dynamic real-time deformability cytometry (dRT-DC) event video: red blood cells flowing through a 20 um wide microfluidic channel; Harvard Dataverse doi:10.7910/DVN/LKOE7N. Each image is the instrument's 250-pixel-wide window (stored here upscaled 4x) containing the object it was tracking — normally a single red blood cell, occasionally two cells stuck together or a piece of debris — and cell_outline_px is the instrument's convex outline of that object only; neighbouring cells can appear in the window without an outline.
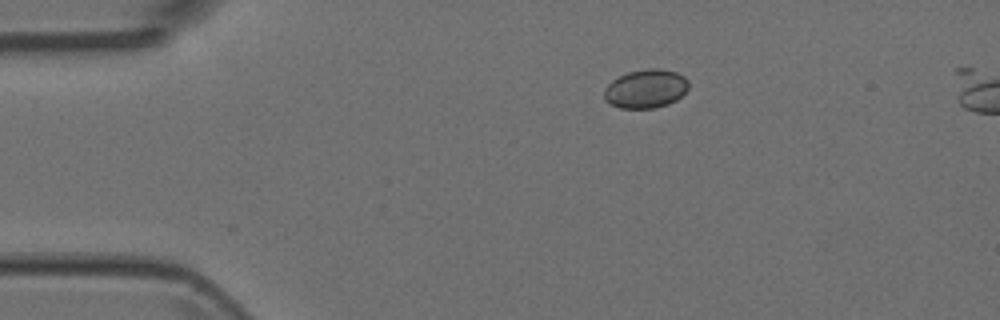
{"species": "Egyptian fruit bat (a non-hibernating species)", "species_latin": "Rousettus aegyptiacus", "temperature_condition": "room temperature", "stored_images_in_passage": 3, "camera_frame_rate_fps": 3000, "um_per_image_px": 0.085, "animal": {"sex": "female"}, "frame": {"image": 1, "passage_image": 1, "time_ms": 0.0, "image_size_px": [1000, 320], "cell_outline_px": [[688, 88], [676, 100], [668, 104], [652, 108], [620, 108], [608, 104], [604, 100], [604, 88], [612, 80], [628, 72], [648, 68], [656, 68], [676, 72], [684, 76], [688, 80]], "centroid_in_image_um": [54.86, 7.55], "position_along_channel_um": 30.1, "area_um2": 19.07}}
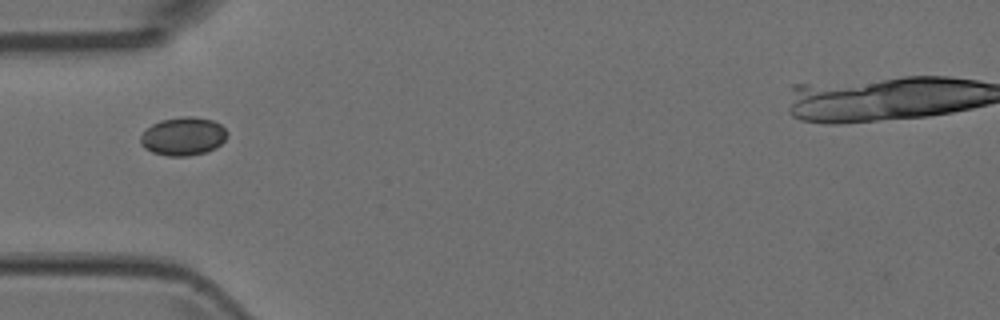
{"frame": {"image": 2, "passage_image": 3, "time_ms": 0.667, "image_size_px": [1000, 320], "cell_outline_px": [[228, 136], [216, 148], [204, 152], [188, 156], [168, 156], [152, 152], [144, 148], [140, 144], [140, 136], [152, 124], [160, 120], [184, 116], [192, 116], [212, 120], [220, 124], [228, 132]], "centroid_in_image_um": [15.57, 11.58], "position_along_channel_um": 69.4, "area_um2": 19.36}}